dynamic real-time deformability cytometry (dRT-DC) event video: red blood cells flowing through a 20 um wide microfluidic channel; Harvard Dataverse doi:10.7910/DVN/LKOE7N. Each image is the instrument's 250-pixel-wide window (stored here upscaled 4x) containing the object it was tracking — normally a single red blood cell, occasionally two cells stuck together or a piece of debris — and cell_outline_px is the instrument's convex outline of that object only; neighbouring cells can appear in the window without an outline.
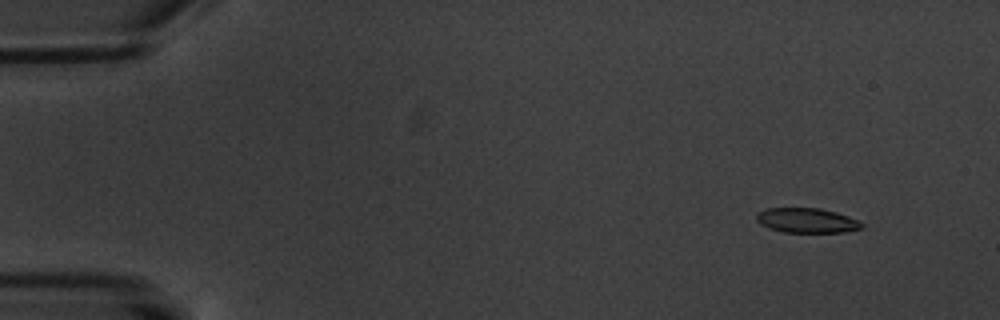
{"species": "common noctule bat (a hibernating species)", "species_latin": "Nyctalus noctula", "temperature_condition": "warm", "stored_images_in_passage": 16, "camera_frame_rate_fps": 3000, "um_per_image_px": 0.085, "animal": {"sex": "male", "body_mass_g": 20.1, "forearm_length_mm": 53.5}, "frame": {"image": 1, "passage_image": 2, "time_ms": 1.0, "image_size_px": [1000, 320], "cell_outline_px": [[864, 228], [844, 232], [784, 232], [768, 228], [760, 224], [756, 220], [756, 216], [760, 212], [768, 208], [820, 208], [836, 212], [848, 216], [864, 224]], "centroid_in_image_um": [68.59, 18.74], "position_along_channel_um": 16.4, "area_um2": 15.14}}
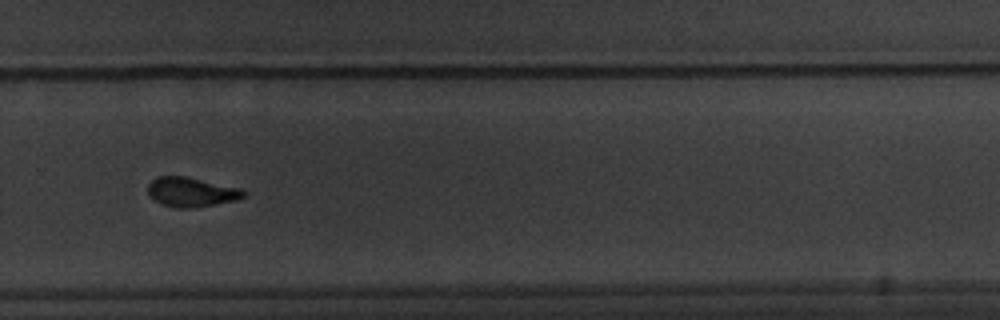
{"frame": {"image": 2, "passage_image": 12, "time_ms": 13.0, "image_size_px": [1000, 320], "cell_outline_px": [[248, 196], [236, 200], [192, 208], [176, 208], [164, 204], [156, 200], [148, 192], [148, 184], [156, 176], [184, 176], [244, 188], [248, 192]], "centroid_in_image_um": [16.35, 16.31], "position_along_channel_um": 313.5, "area_um2": 16.53}}
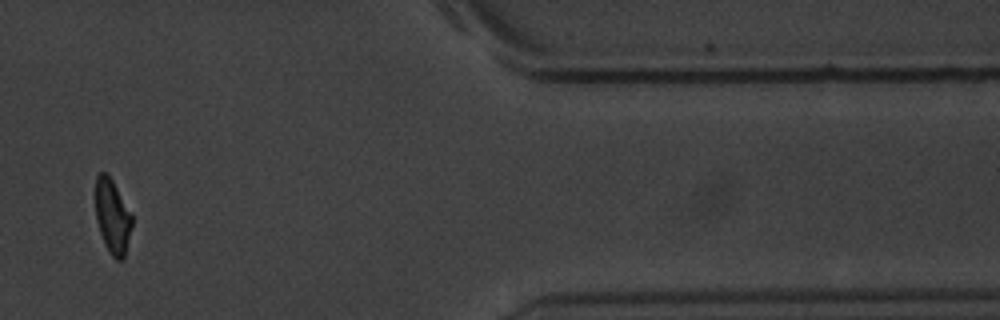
{"frame": {"image": 3, "passage_image": 15, "time_ms": 16.667, "image_size_px": [1000, 320], "cell_outline_px": [[132, 224], [124, 260], [116, 260], [112, 256], [104, 244], [96, 220], [96, 176], [100, 172], [104, 172], [112, 180], [132, 216]], "centroid_in_image_um": [9.55, 18.45], "position_along_channel_um": 401.8, "area_um2": 15.55}, "authors_computed_cell_mechanics": {"area_um2": 16.7909, "velocity_mm_per_s": 3.4004, "shape_relaxation_time_tau1_ms": 3.7173, "shape_relaxation_time_tau2_ms": 2.0983, "deformation_change_tau1": 0.1394, "deformation_change_tau2": 0.0697}}